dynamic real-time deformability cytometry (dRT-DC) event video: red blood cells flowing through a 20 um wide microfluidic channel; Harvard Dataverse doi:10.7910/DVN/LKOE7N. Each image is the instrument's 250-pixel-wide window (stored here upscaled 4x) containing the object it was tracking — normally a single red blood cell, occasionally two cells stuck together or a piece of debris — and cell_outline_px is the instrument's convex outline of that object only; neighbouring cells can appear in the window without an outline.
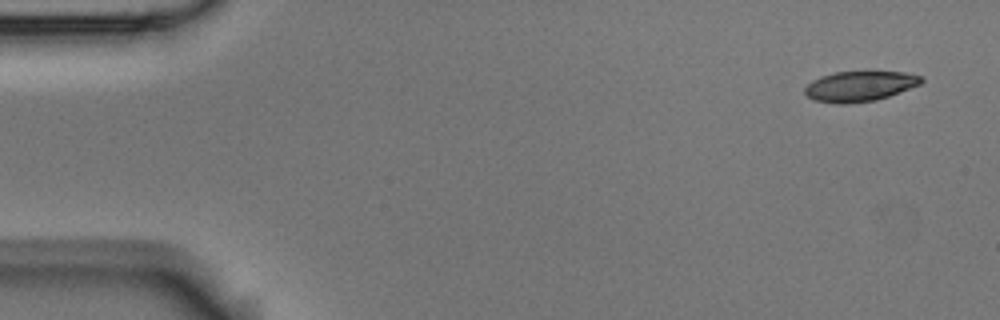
{"species": "Egyptian fruit bat (a non-hibernating species)", "species_latin": "Rousettus aegyptiacus", "temperature_condition": "room temperature", "stored_images_in_passage": 6, "camera_frame_rate_fps": 3000, "um_per_image_px": 0.085, "animal": {"sex": "male"}, "frame": {"image": 1, "passage_image": 1, "time_ms": 0.0, "image_size_px": [1000, 320], "cell_outline_px": [[924, 80], [920, 84], [888, 96], [876, 100], [844, 104], [836, 104], [816, 100], [808, 96], [804, 92], [804, 88], [812, 80], [820, 76], [836, 72], [904, 72], [920, 76]], "centroid_in_image_um": [73.05, 7.33], "position_along_channel_um": 12.0, "area_um2": 20.29}}
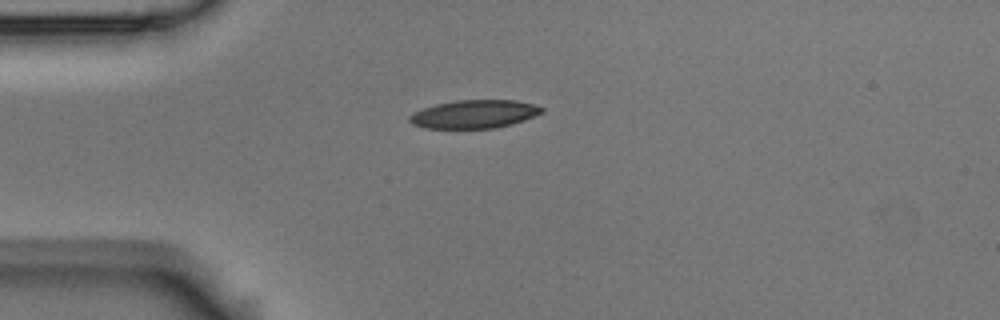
{"frame": {"image": 2, "passage_image": 4, "time_ms": 1.0, "image_size_px": [1000, 320], "cell_outline_px": [[544, 112], [524, 120], [512, 124], [496, 128], [424, 128], [412, 124], [408, 120], [408, 116], [424, 108], [436, 104], [456, 100], [516, 100], [532, 104], [544, 108]], "centroid_in_image_um": [40.32, 9.7], "position_along_channel_um": 44.7, "area_um2": 21.73}}
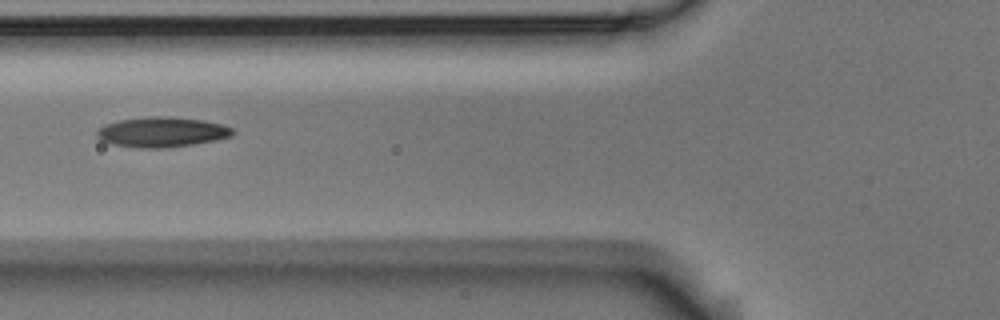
{"frame": {"image": 3, "passage_image": 6, "time_ms": 1.667, "image_size_px": [1000, 320], "cell_outline_px": [[236, 132], [232, 136], [216, 140], [192, 144], [160, 148], [144, 148], [112, 144], [100, 140], [96, 136], [96, 132], [104, 124], [120, 120], [148, 116], [168, 116], [204, 120], [224, 124], [232, 128]], "centroid_in_image_um": [13.78, 11.21], "position_along_channel_um": 112.0, "area_um2": 23.87}}